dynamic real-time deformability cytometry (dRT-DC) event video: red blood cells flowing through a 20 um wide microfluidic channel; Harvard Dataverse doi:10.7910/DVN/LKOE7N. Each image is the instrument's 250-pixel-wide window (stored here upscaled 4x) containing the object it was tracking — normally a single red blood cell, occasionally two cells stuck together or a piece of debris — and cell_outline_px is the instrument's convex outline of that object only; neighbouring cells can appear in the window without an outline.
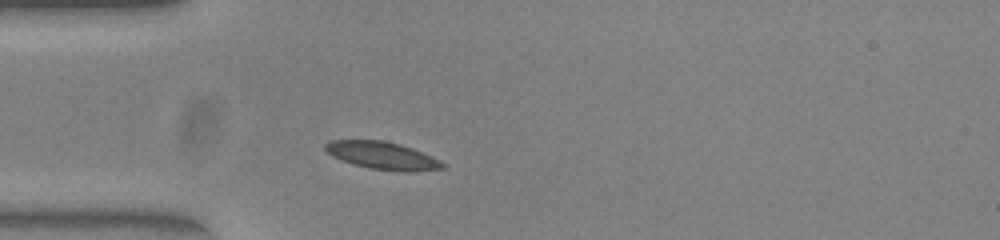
{"species": "common noctule bat (a hibernating species)", "species_latin": "Nyctalus noctula", "temperature_condition": "warm", "stored_images_in_passage": 39, "camera_frame_rate_fps": 3000, "um_per_image_px": 0.085, "animal": {"sex": "female", "body_mass_g": 23.0, "forearm_length_mm": 53.4}, "frame": {"image": 1, "passage_image": 1, "time_ms": 0.0, "image_size_px": [1000, 240], "cell_outline_px": [[448, 164], [444, 168], [412, 172], [404, 172], [368, 168], [352, 164], [332, 156], [324, 148], [324, 144], [332, 140], [384, 140], [400, 144], [412, 148], [432, 156]], "centroid_in_image_um": [32.54, 13.23], "position_along_channel_um": 52.5, "area_um2": 19.02}}
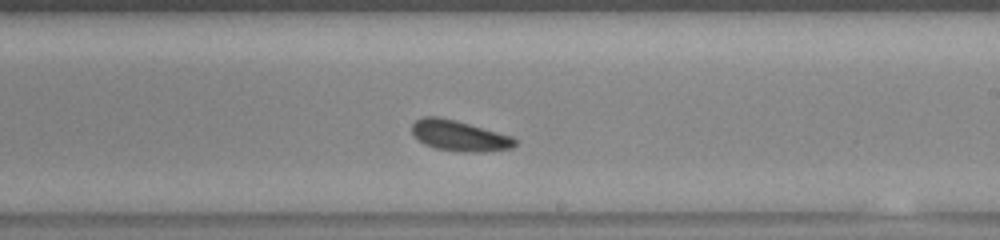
{"frame": {"image": 2, "passage_image": 17, "time_ms": 5.333, "image_size_px": [1000, 240], "cell_outline_px": [[516, 144], [512, 148], [484, 152], [468, 152], [436, 148], [424, 144], [412, 136], [412, 124], [416, 120], [424, 116], [440, 116], [456, 120], [512, 136], [516, 140]], "centroid_in_image_um": [39.02, 11.53], "position_along_channel_um": 250.0, "area_um2": 18.44}}
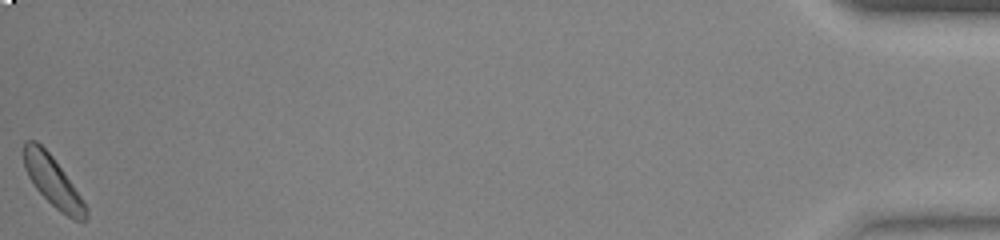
{"frame": {"image": 3, "passage_image": 39, "time_ms": 12.667, "image_size_px": [1000, 240], "cell_outline_px": [[88, 216], [84, 220], [72, 220], [60, 212], [36, 188], [28, 176], [24, 168], [24, 140], [36, 140], [52, 156], [84, 200], [88, 208]], "centroid_in_image_um": [4.51, 15.44], "position_along_channel_um": 430.7, "area_um2": 17.98}, "authors_computed_cell_mechanics": {"area_um2": 18.2648, "velocity_mm_per_s": 3.856, "shape_relaxation_time_tau1_ms": null, "shape_relaxation_time_tau2_ms": 6.6168, "deformation_change_tau1": null, "deformation_change_tau2": 0.1298}}